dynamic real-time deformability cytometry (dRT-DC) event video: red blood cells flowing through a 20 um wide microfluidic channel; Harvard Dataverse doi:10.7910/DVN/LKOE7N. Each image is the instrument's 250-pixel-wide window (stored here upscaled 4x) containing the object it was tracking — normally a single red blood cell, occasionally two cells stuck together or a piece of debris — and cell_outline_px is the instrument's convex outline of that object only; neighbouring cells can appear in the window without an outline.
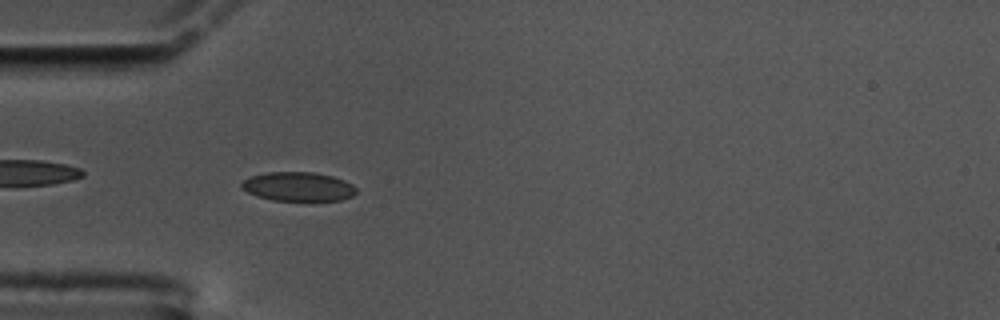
{"species": "common noctule bat (a hibernating species)", "species_latin": "Nyctalus noctula", "temperature_condition": "cold", "stored_images_in_passage": 47, "camera_frame_rate_fps": 3000, "um_per_image_px": 0.085, "animal": {"sex": "male", "body_mass_g": 17.5, "forearm_length_mm": 52.3}, "frame": {"image": 1, "passage_image": 5, "time_ms": 1.333, "image_size_px": [1000, 320], "cell_outline_px": [[356, 192], [352, 196], [340, 200], [272, 200], [256, 196], [248, 192], [240, 184], [244, 180], [252, 176], [268, 172], [316, 172], [332, 176], [344, 180], [352, 184], [356, 188]], "centroid_in_image_um": [25.36, 15.85], "position_along_channel_um": 59.6, "area_um2": 19.25}}
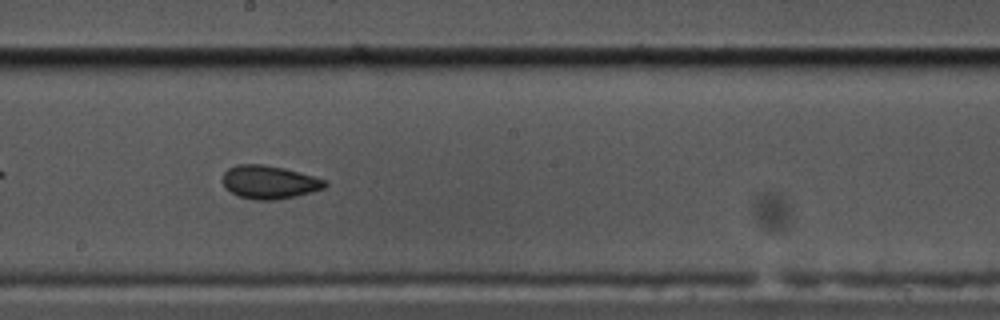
{"frame": {"image": 2, "passage_image": 20, "time_ms": 6.333, "image_size_px": [1000, 320], "cell_outline_px": [[328, 184], [324, 188], [312, 192], [296, 196], [276, 200], [256, 200], [240, 196], [232, 192], [224, 184], [224, 172], [228, 168], [236, 164], [264, 164], [284, 168], [312, 176], [324, 180]], "centroid_in_image_um": [22.9, 15.48], "position_along_channel_um": 225.3, "area_um2": 19.59}}
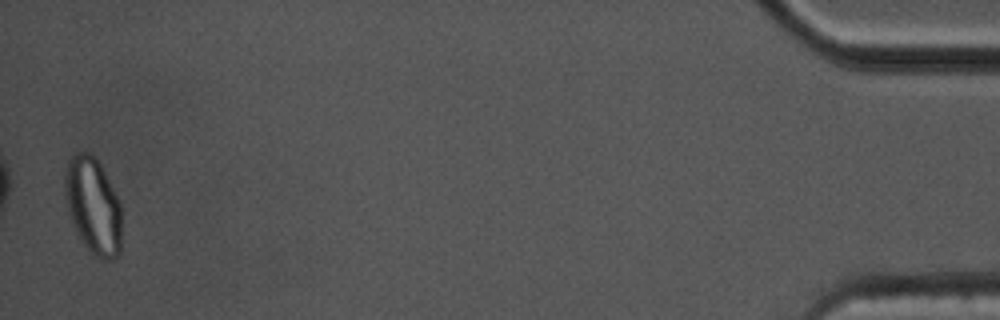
{"frame": {"image": 3, "passage_image": 46, "time_ms": 15.0, "image_size_px": [1000, 320], "cell_outline_px": [[120, 252], [112, 260], [104, 260], [92, 256], [88, 252], [80, 240], [72, 224], [68, 212], [64, 192], [64, 176], [68, 160], [76, 152], [88, 152], [100, 164], [120, 204]], "centroid_in_image_um": [7.87, 17.54], "position_along_channel_um": 427.3, "area_um2": 31.96}, "authors_computed_cell_mechanics": {"area_um2": 20.1144, "velocity_mm_per_s": 3.374, "shape_relaxation_time_tau1_ms": 5.355, "shape_relaxation_time_tau2_ms": 1.5452, "deformation_change_tau1": 0.0941, "deformation_change_tau2": 0.0476}}